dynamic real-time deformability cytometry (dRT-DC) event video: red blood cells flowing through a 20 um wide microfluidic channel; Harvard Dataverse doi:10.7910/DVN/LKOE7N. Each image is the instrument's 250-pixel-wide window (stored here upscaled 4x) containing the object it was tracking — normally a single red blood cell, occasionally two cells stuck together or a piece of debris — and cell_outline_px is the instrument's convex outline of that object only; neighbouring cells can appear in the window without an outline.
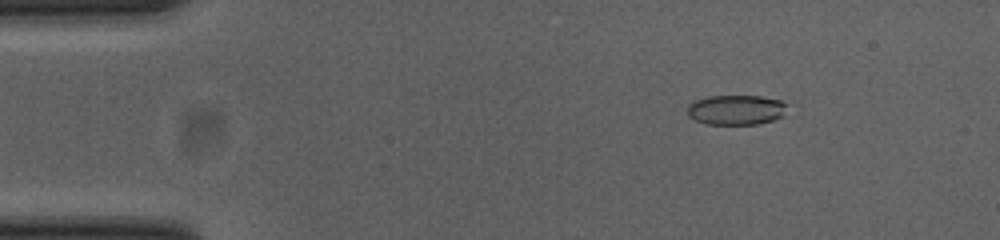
{"species": "common noctule bat (a hibernating species)", "species_latin": "Nyctalus noctula", "temperature_condition": "cold", "stored_images_in_passage": 52, "camera_frame_rate_fps": 3000, "um_per_image_px": 0.085, "animal": {"sex": "female", "body_mass_g": 23.0, "forearm_length_mm": 53.4}, "frame": {"image": 1, "passage_image": 7, "time_ms": 2.0, "image_size_px": [1000, 240], "cell_outline_px": [[792, 100], [784, 116], [772, 120], [756, 124], [704, 124], [688, 116], [688, 104], [696, 100], [708, 96], [760, 96]], "centroid_in_image_um": [62.69, 9.32], "position_along_channel_um": 22.3, "area_um2": 17.92}}
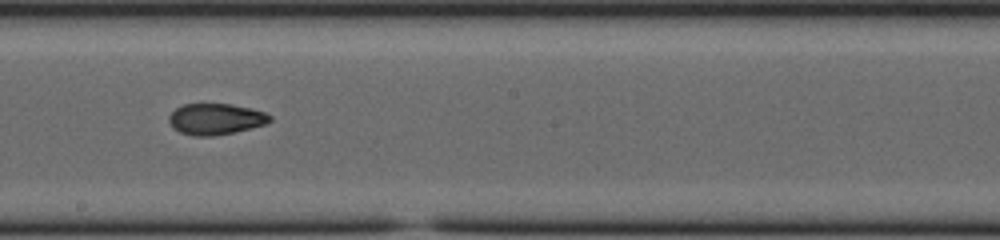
{"frame": {"image": 2, "passage_image": 29, "time_ms": 9.333, "image_size_px": [1000, 240], "cell_outline_px": [[272, 120], [264, 124], [232, 132], [212, 136], [192, 136], [180, 132], [172, 128], [168, 120], [168, 116], [176, 108], [184, 104], [232, 104], [252, 108], [264, 112], [272, 116]], "centroid_in_image_um": [18.3, 10.11], "position_along_channel_um": 229.9, "area_um2": 18.26}}
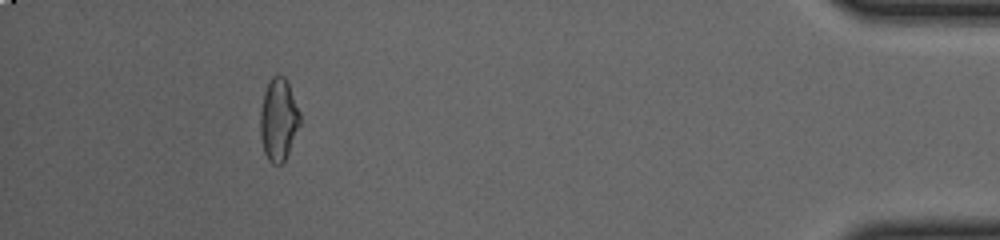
{"frame": {"image": 3, "passage_image": 48, "time_ms": 15.667, "image_size_px": [1000, 240], "cell_outline_px": [[300, 124], [284, 164], [272, 164], [268, 160], [264, 152], [260, 136], [260, 108], [264, 92], [272, 76], [284, 76], [288, 84], [300, 112]], "centroid_in_image_um": [23.66, 10.21], "position_along_channel_um": 411.5, "area_um2": 19.07}, "authors_computed_cell_mechanics": {"area_um2": 18.6116, "velocity_mm_per_s": 3.8676, "shape_relaxation_time_tau1_ms": null, "shape_relaxation_time_tau2_ms": 2.7017, "deformation_change_tau1": null, "deformation_change_tau2": 0.0791}}